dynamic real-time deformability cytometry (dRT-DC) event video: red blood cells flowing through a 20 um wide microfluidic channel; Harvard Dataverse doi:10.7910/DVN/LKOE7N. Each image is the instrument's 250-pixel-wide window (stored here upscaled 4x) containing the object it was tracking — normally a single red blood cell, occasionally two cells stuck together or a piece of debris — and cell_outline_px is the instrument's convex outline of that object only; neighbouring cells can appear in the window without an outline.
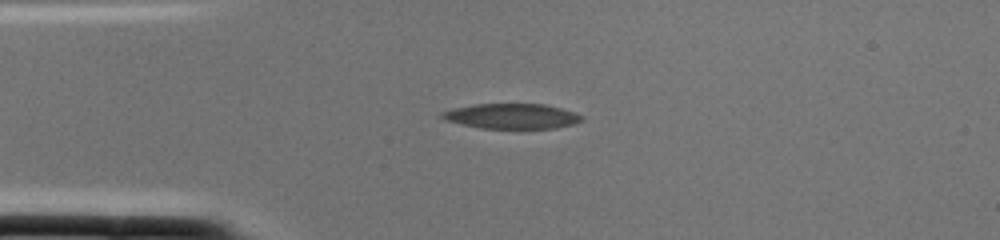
{"species": "common noctule bat (a hibernating species)", "species_latin": "Nyctalus noctula", "temperature_condition": "cold", "stored_images_in_passage": 1, "camera_frame_rate_fps": 3000, "um_per_image_px": 0.085, "animal": {"sex": "female", "body_mass_g": 22.0, "forearm_length_mm": 56.7}, "frame": {"image": 1, "passage_image": 1, "time_ms": 0.0, "image_size_px": [1000, 240], "cell_outline_px": [[584, 120], [572, 124], [556, 128], [480, 128], [460, 124], [444, 120], [440, 116], [440, 112], [452, 108], [472, 104], [544, 104], [576, 112], [584, 116]], "centroid_in_image_um": [43.48, 9.87], "position_along_channel_um": 41.5, "area_um2": 20.63}}